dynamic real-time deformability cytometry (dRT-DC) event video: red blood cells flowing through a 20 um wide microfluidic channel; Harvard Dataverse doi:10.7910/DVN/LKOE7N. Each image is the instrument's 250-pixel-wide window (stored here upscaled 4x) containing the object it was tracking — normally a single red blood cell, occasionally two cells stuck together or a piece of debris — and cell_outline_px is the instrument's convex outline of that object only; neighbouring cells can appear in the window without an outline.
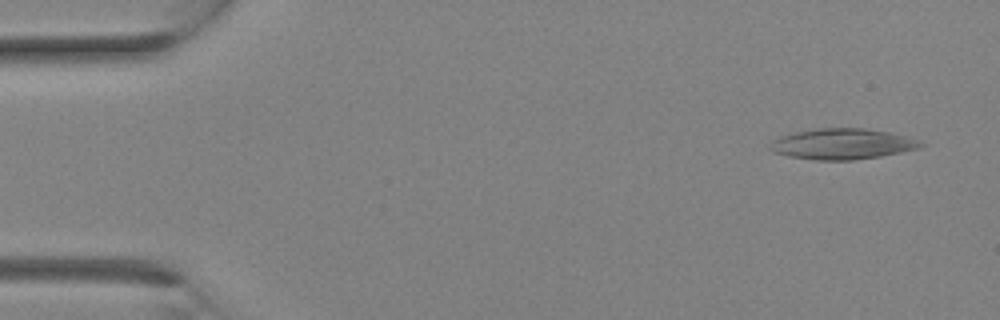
{"species": "Egyptian fruit bat (a non-hibernating species)", "species_latin": "Rousettus aegyptiacus", "temperature_condition": "room temperature", "stored_images_in_passage": 12, "camera_frame_rate_fps": 3000, "um_per_image_px": 0.085, "animal": {"sex": "female"}, "frame": {"image": 1, "passage_image": 2, "time_ms": 0.333, "image_size_px": [1000, 320], "cell_outline_px": [[924, 144], [920, 148], [880, 156], [852, 160], [816, 160], [788, 156], [772, 152], [768, 148], [772, 140], [780, 136], [796, 132], [816, 128], [864, 128], [888, 132], [920, 140]], "centroid_in_image_um": [71.56, 12.24], "position_along_channel_um": 13.4, "area_um2": 26.93}}
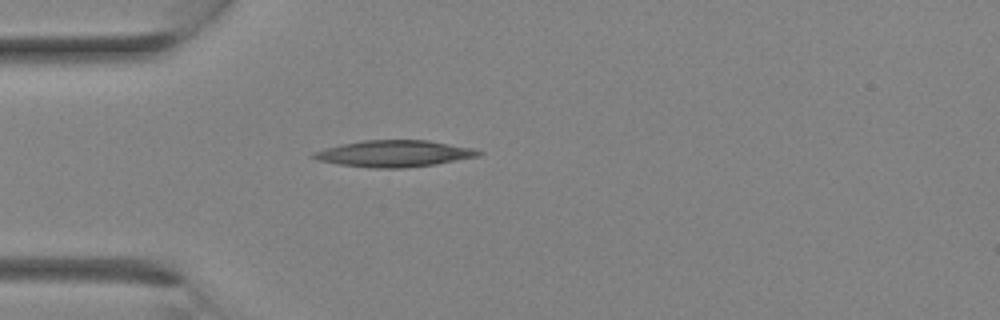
{"frame": {"image": 2, "passage_image": 8, "time_ms": 2.333, "image_size_px": [1000, 320], "cell_outline_px": [[484, 152], [480, 156], [436, 164], [404, 168], [372, 168], [340, 164], [320, 160], [308, 156], [312, 152], [340, 144], [364, 140], [428, 140], [472, 148]], "centroid_in_image_um": [33.51, 13.05], "position_along_channel_um": 51.5, "area_um2": 25.49}}
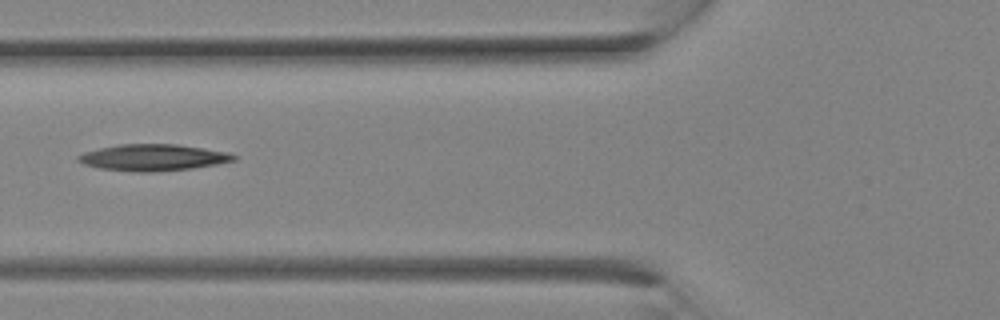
{"frame": {"image": 3, "passage_image": 11, "time_ms": 3.333, "image_size_px": [1000, 320], "cell_outline_px": [[236, 160], [216, 164], [192, 168], [152, 172], [132, 172], [100, 168], [84, 164], [76, 160], [76, 156], [84, 152], [100, 148], [120, 144], [176, 144], [204, 148], [224, 152], [236, 156]], "centroid_in_image_um": [12.96, 13.39], "position_along_channel_um": 112.8, "area_um2": 23.87}}